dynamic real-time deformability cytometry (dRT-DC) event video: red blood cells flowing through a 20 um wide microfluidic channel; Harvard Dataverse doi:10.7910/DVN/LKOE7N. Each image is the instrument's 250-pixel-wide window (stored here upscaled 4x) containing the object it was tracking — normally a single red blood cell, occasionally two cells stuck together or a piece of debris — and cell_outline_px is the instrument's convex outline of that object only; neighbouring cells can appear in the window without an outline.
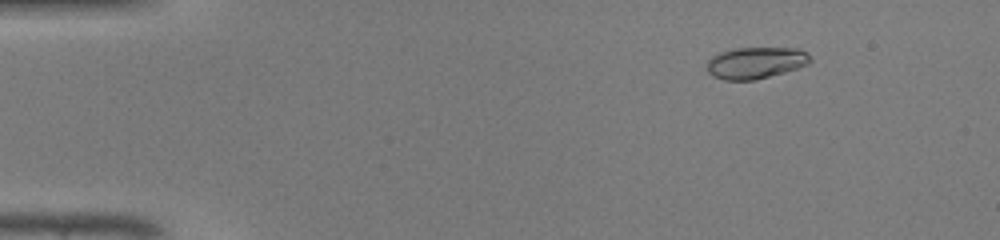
{"species": "common noctule bat (a hibernating species)", "species_latin": "Nyctalus noctula", "temperature_condition": "warm", "stored_images_in_passage": 45, "camera_frame_rate_fps": 3000, "um_per_image_px": 0.085, "animal": {"sex": "male", "body_mass_g": 19.0, "forearm_length_mm": 50.8}, "frame": {"image": 1, "passage_image": 4, "time_ms": 1.0, "image_size_px": [1000, 240], "cell_outline_px": [[812, 60], [808, 64], [784, 72], [756, 80], [724, 80], [712, 76], [708, 72], [708, 60], [712, 56], [720, 52], [736, 48], [800, 48], [808, 52]], "centroid_in_image_um": [64.25, 5.33], "position_along_channel_um": 20.7, "area_um2": 19.07}}
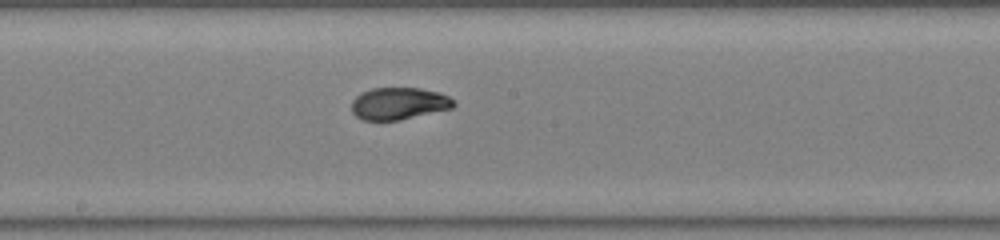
{"frame": {"image": 2, "passage_image": 24, "time_ms": 7.667, "image_size_px": [1000, 240], "cell_outline_px": [[456, 104], [452, 108], [400, 120], [364, 120], [356, 116], [352, 112], [352, 100], [356, 96], [372, 88], [420, 88], [440, 92], [456, 100]], "centroid_in_image_um": [33.93, 8.79], "position_along_channel_um": 214.3, "area_um2": 19.13}}
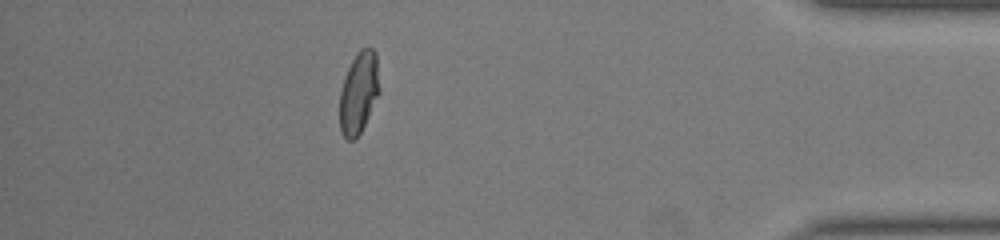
{"frame": {"image": 3, "passage_image": 40, "time_ms": 13.0, "image_size_px": [1000, 240], "cell_outline_px": [[380, 92], [360, 132], [352, 140], [348, 140], [340, 132], [340, 92], [344, 76], [356, 52], [360, 48], [372, 48], [376, 52], [380, 88]], "centroid_in_image_um": [30.5, 7.83], "position_along_channel_um": 404.7, "area_um2": 18.9}, "authors_computed_cell_mechanics": {"area_um2": 19.074, "velocity_mm_per_s": 4.3445, "shape_relaxation_time_tau1_ms": 6.1268, "shape_relaxation_time_tau2_ms": 0.738, "deformation_change_tau1": 0.245, "deformation_change_tau2": 0.044}}